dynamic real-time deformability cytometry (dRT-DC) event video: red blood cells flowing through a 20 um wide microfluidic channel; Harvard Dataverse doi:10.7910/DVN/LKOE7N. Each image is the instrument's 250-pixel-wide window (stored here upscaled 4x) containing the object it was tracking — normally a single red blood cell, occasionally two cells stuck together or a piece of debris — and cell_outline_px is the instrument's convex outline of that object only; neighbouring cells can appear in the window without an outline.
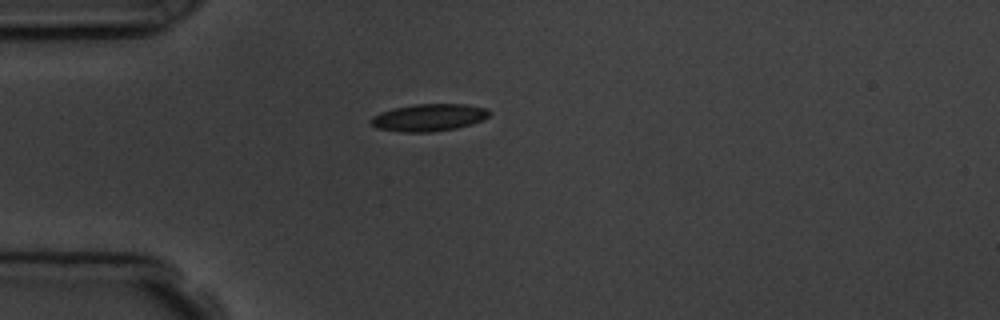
{"species": "common noctule bat (a hibernating species)", "species_latin": "Nyctalus noctula", "temperature_condition": "room temperature", "stored_images_in_passage": 1, "camera_frame_rate_fps": 3000, "um_per_image_px": 0.085, "animal": {"sex": "male", "body_mass_g": 19.5, "forearm_length_mm": 54.6}, "frame": {"image": 1, "passage_image": 1, "time_ms": 0.0, "image_size_px": [1000, 320], "cell_outline_px": [[492, 112], [484, 120], [472, 124], [456, 128], [432, 132], [400, 132], [376, 128], [368, 120], [372, 116], [380, 112], [392, 108], [416, 104], [464, 104], [488, 108]], "centroid_in_image_um": [36.45, 9.99], "position_along_channel_um": 48.5, "area_um2": 19.07}}